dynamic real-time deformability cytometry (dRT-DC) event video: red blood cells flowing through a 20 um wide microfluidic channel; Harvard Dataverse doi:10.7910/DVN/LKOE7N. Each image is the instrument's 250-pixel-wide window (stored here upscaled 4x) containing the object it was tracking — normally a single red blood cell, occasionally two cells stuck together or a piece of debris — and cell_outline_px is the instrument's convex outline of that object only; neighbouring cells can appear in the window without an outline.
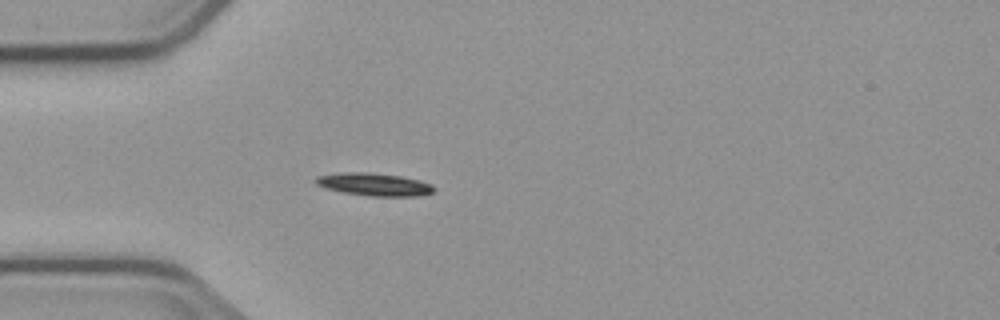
{"species": "common noctule bat (a hibernating species)", "species_latin": "Nyctalus noctula", "temperature_condition": "cold", "stored_images_in_passage": 2, "camera_frame_rate_fps": 3000, "um_per_image_px": 0.085, "animal": {"sex": "male", "body_mass_g": 23.1, "forearm_length_mm": 52.7}, "frame": {"image": 1, "passage_image": 2, "time_ms": 1.0, "image_size_px": [1000, 320], "cell_outline_px": [[436, 188], [432, 192], [420, 196], [368, 196], [344, 192], [328, 188], [316, 184], [312, 180], [316, 176], [344, 172], [372, 172], [400, 176], [420, 180], [432, 184]], "centroid_in_image_um": [31.82, 15.66], "position_along_channel_um": 53.2, "area_um2": 15.72}}